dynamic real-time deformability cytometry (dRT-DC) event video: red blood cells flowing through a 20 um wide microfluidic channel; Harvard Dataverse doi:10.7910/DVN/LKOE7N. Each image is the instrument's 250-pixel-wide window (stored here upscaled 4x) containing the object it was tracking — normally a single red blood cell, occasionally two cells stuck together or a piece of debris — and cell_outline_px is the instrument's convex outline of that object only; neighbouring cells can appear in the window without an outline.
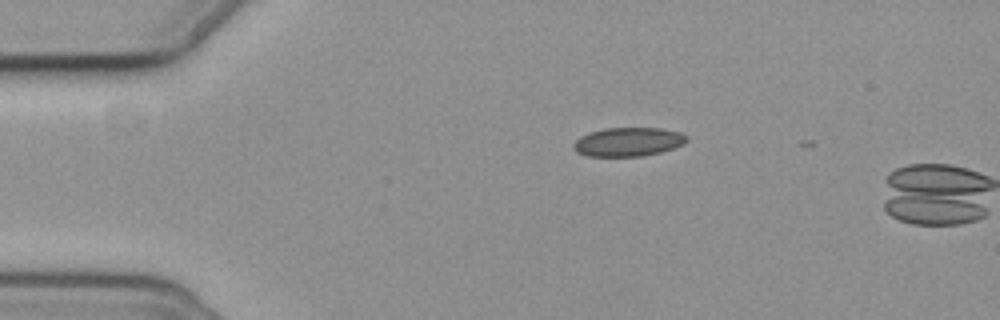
{"species": "common noctule bat (a hibernating species)", "species_latin": "Nyctalus noctula", "temperature_condition": "cold", "stored_images_in_passage": 2, "camera_frame_rate_fps": 3000, "um_per_image_px": 0.085, "animal": {"sex": "female", "body_mass_g": 19.3, "forearm_length_mm": 54.1}, "frame": {"image": 1, "passage_image": 1, "time_ms": 0.0, "image_size_px": [1000, 320], "cell_outline_px": [[688, 140], [684, 144], [660, 152], [640, 156], [588, 156], [576, 152], [572, 148], [572, 144], [580, 136], [604, 128], [660, 128], [680, 132], [688, 136]], "centroid_in_image_um": [53.39, 12.06], "position_along_channel_um": 31.6, "area_um2": 19.02}}